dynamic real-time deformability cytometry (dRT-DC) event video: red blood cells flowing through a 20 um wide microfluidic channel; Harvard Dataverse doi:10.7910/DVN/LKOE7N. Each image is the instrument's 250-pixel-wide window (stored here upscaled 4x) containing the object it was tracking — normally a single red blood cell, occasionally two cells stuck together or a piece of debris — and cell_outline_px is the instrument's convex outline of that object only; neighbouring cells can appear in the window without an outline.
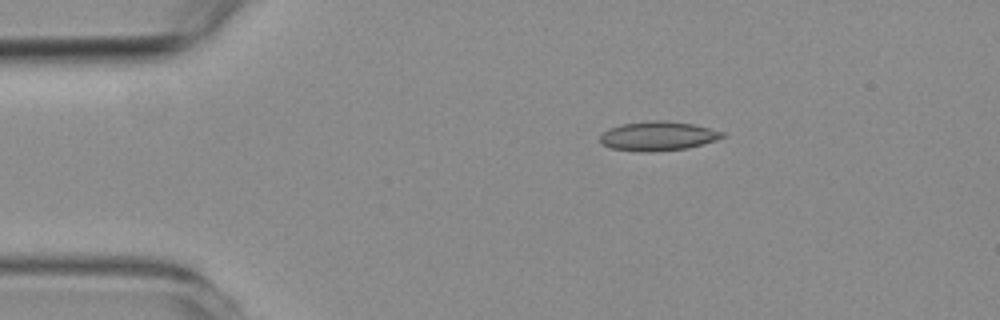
{"species": "common noctule bat (a hibernating species)", "species_latin": "Nyctalus noctula", "temperature_condition": "room temperature", "stored_images_in_passage": 49, "camera_frame_rate_fps": 3000, "um_per_image_px": 0.085, "animal": {"sex": "female", "body_mass_g": 19.3, "forearm_length_mm": 54.1}, "frame": {"image": 1, "passage_image": 2, "time_ms": 0.333, "image_size_px": [1000, 320], "cell_outline_px": [[728, 132], [724, 136], [716, 140], [688, 148], [648, 152], [612, 148], [604, 144], [600, 140], [600, 136], [608, 128], [620, 124], [648, 120], [664, 120], [692, 124]], "centroid_in_image_um": [55.96, 11.54], "position_along_channel_um": 29.0, "area_um2": 20.81}}
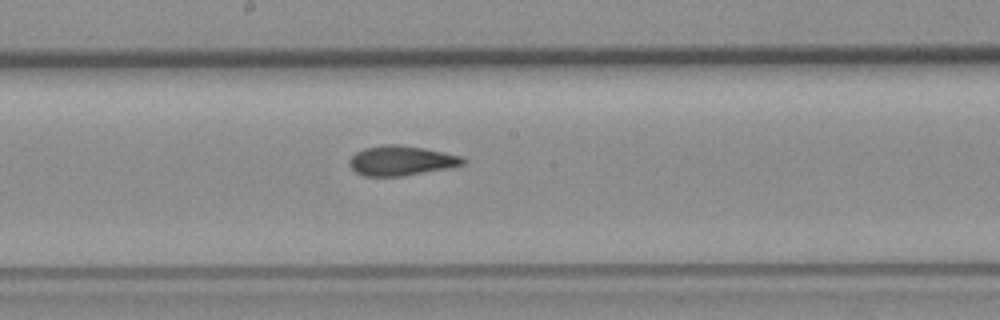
{"frame": {"image": 2, "passage_image": 22, "time_ms": 7.0, "image_size_px": [1000, 320], "cell_outline_px": [[468, 160], [464, 164], [452, 168], [404, 176], [364, 176], [356, 172], [348, 164], [348, 160], [356, 152], [364, 148], [384, 144], [396, 144], [424, 148], [464, 156]], "centroid_in_image_um": [34.15, 13.66], "position_along_channel_um": 214.0, "area_um2": 20.06}}
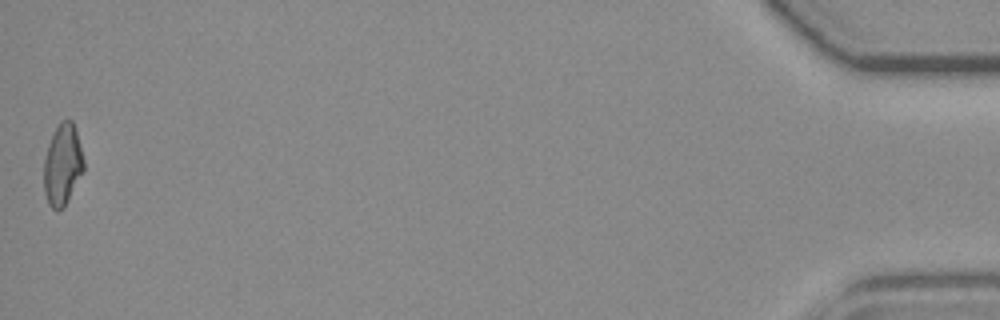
{"frame": {"image": 3, "passage_image": 49, "time_ms": 16.0, "image_size_px": [1000, 320], "cell_outline_px": [[84, 172], [64, 208], [56, 212], [48, 204], [44, 192], [44, 156], [48, 144], [60, 120], [72, 120], [76, 132], [84, 160]], "centroid_in_image_um": [5.31, 14.05], "position_along_channel_um": 429.9, "area_um2": 19.07}, "authors_computed_cell_mechanics": {"area_um2": 19.5364, "velocity_mm_per_s": 3.5541, "shape_relaxation_time_tau1_ms": null, "shape_relaxation_time_tau2_ms": 1.9852, "deformation_change_tau1": null, "deformation_change_tau2": 0.1018}}